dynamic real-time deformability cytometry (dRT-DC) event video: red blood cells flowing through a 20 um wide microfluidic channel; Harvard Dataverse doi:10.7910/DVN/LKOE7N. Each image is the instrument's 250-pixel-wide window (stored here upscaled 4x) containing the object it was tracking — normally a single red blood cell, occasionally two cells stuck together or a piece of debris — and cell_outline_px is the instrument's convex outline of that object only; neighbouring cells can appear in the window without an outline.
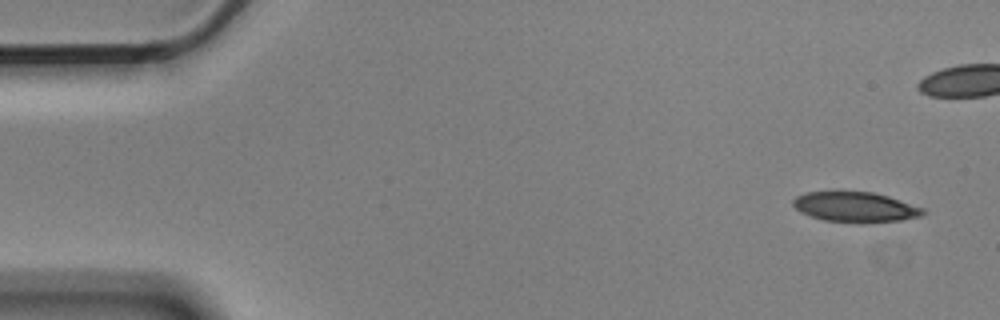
{"species": "Egyptian fruit bat (a non-hibernating species)", "species_latin": "Rousettus aegyptiacus", "temperature_condition": "cold", "stored_images_in_passage": 10, "camera_frame_rate_fps": 3000, "um_per_image_px": 0.085, "animal": {"sex": "male"}, "frame": {"image": 1, "passage_image": 1, "time_ms": 0.0, "image_size_px": [1000, 320], "cell_outline_px": [[924, 212], [920, 216], [900, 220], [864, 224], [860, 224], [824, 220], [800, 212], [792, 204], [792, 200], [796, 196], [808, 192], [872, 192], [888, 196], [924, 208]], "centroid_in_image_um": [72.69, 17.61], "position_along_channel_um": 12.3, "area_um2": 22.83}}
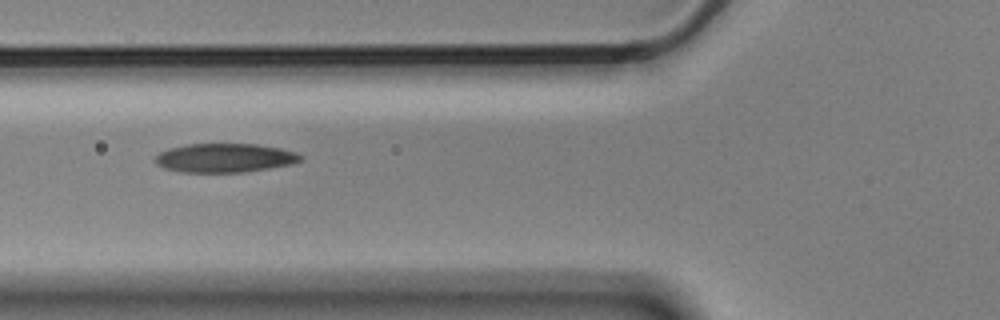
{"frame": {"image": 2, "passage_image": 7, "time_ms": 2.0, "image_size_px": [1000, 320], "cell_outline_px": [[304, 156], [300, 160], [292, 164], [248, 172], [180, 172], [164, 168], [156, 164], [156, 156], [160, 152], [168, 148], [188, 144], [256, 144], [280, 148], [296, 152]], "centroid_in_image_um": [19.12, 13.42], "position_along_channel_um": 106.7, "area_um2": 24.57}}
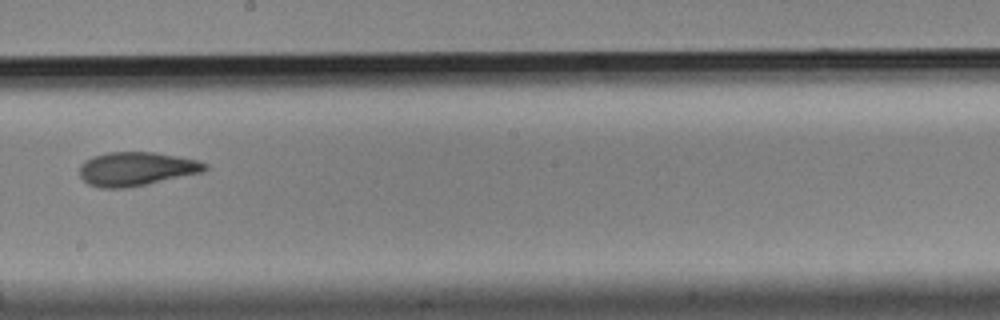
{"frame": {"image": 3, "passage_image": 10, "time_ms": 3.0, "image_size_px": [1000, 320], "cell_outline_px": [[208, 168], [204, 172], [128, 188], [96, 188], [88, 184], [80, 176], [80, 164], [84, 160], [92, 156], [108, 152], [152, 152], [176, 156], [196, 160], [208, 164]], "centroid_in_image_um": [11.56, 14.36], "position_along_channel_um": 236.6, "area_um2": 24.85}}